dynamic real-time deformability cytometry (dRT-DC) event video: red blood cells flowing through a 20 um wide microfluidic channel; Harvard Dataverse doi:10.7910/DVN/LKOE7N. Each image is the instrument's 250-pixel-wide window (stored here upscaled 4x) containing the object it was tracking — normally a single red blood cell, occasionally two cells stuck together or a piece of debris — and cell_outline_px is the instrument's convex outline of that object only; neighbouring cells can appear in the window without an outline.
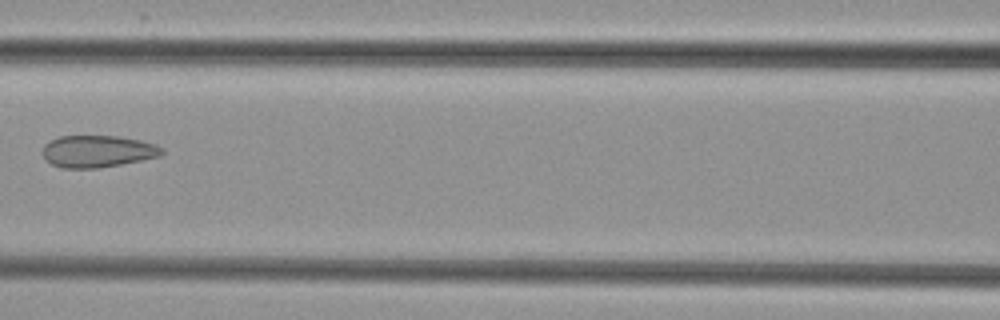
{"species": "common noctule bat (a hibernating species)", "species_latin": "Nyctalus noctula", "temperature_condition": "cold", "stored_images_in_passage": 7, "camera_frame_rate_fps": 3000, "um_per_image_px": 0.085, "animal": {"sex": "female", "body_mass_g": 29.2, "forearm_length_mm": 56.3}, "frame": {"image": 1, "passage_image": 7, "time_ms": 7.333, "image_size_px": [1000, 320], "cell_outline_px": [[164, 152], [160, 156], [100, 168], [60, 168], [44, 160], [40, 152], [44, 144], [60, 136], [120, 136], [140, 140], [156, 144], [164, 148]], "centroid_in_image_um": [8.26, 12.86], "position_along_channel_um": 158.3, "area_um2": 22.48}}